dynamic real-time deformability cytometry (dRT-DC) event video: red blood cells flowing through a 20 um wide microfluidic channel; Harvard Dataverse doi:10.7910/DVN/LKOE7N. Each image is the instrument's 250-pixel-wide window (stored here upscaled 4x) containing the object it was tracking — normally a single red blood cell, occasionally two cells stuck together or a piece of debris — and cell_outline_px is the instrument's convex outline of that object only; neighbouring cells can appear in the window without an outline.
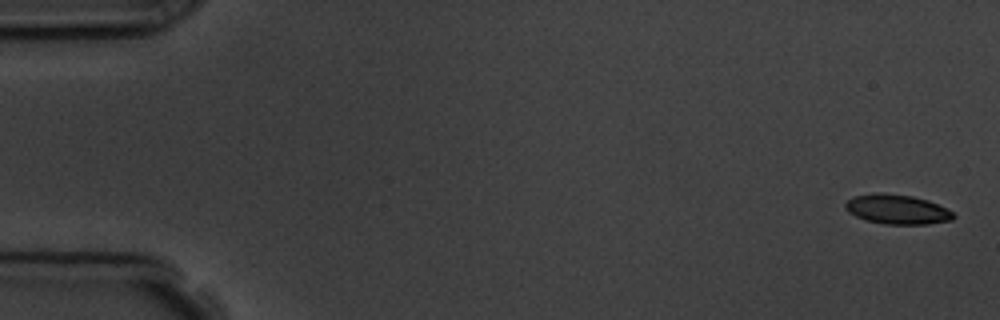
{"species": "common noctule bat (a hibernating species)", "species_latin": "Nyctalus noctula", "temperature_condition": "room temperature", "stored_images_in_passage": 7, "camera_frame_rate_fps": 3000, "um_per_image_px": 0.085, "animal": {"sex": "male", "body_mass_g": 19.5, "forearm_length_mm": 54.6}, "frame": {"image": 1, "passage_image": 1, "time_ms": 0.0, "image_size_px": [1000, 320], "cell_outline_px": [[956, 216], [952, 220], [928, 224], [884, 224], [864, 220], [848, 212], [844, 208], [844, 204], [852, 196], [872, 192], [876, 192], [912, 196], [928, 200], [952, 212]], "centroid_in_image_um": [76.2, 17.79], "position_along_channel_um": 8.8, "area_um2": 18.73}}
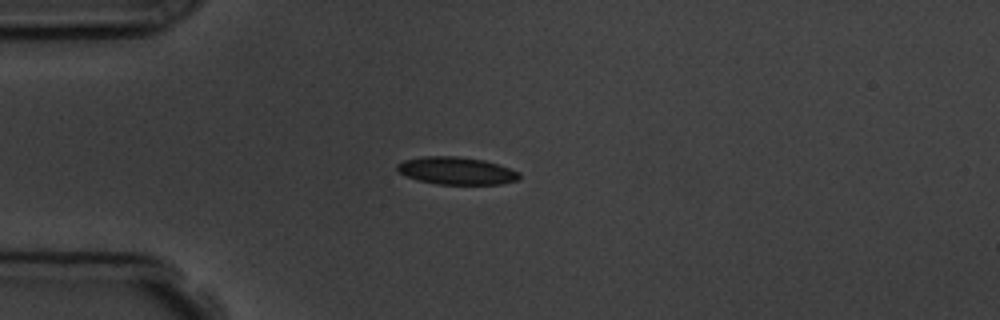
{"frame": {"image": 2, "passage_image": 5, "time_ms": 4.333, "image_size_px": [1000, 320], "cell_outline_px": [[520, 176], [516, 180], [500, 184], [436, 184], [416, 180], [404, 176], [396, 172], [396, 164], [404, 160], [424, 156], [456, 156], [484, 160], [500, 164], [520, 172]], "centroid_in_image_um": [38.75, 14.51], "position_along_channel_um": 46.3, "area_um2": 19.83}}
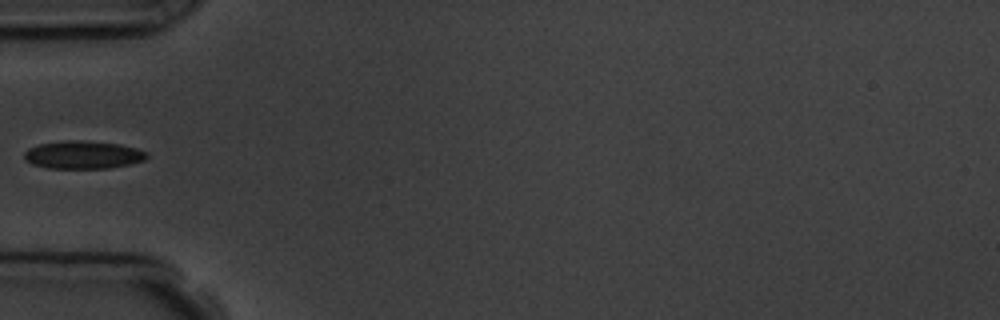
{"frame": {"image": 3, "passage_image": 6, "time_ms": 5.667, "image_size_px": [1000, 320], "cell_outline_px": [[148, 156], [144, 160], [132, 164], [108, 168], [48, 168], [32, 164], [24, 160], [24, 152], [28, 148], [40, 144], [68, 140], [80, 140], [120, 144], [136, 148], [148, 152]], "centroid_in_image_um": [7.07, 13.16], "position_along_channel_um": 77.9, "area_um2": 20.0}}